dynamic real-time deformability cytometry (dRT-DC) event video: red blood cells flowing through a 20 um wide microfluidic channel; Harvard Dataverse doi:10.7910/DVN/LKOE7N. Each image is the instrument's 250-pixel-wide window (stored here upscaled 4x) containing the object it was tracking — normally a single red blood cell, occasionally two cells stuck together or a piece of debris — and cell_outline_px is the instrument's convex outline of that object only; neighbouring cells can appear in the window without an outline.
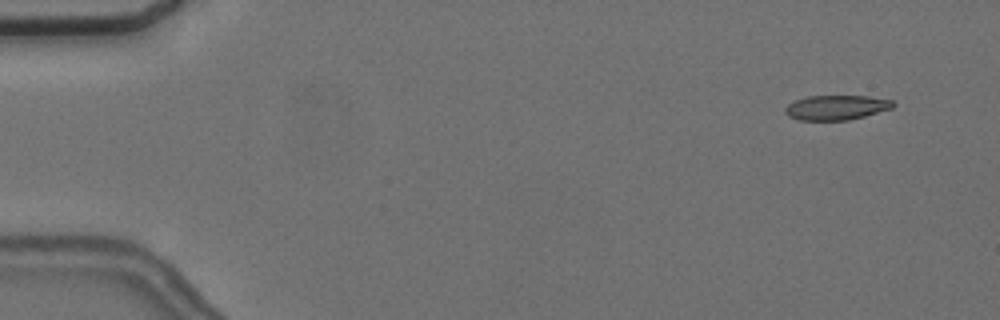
{"species": "common noctule bat (a hibernating species)", "species_latin": "Nyctalus noctula", "temperature_condition": "cold", "stored_images_in_passage": 5, "camera_frame_rate_fps": 3000, "um_per_image_px": 0.085, "animal": {"sex": "female", "body_mass_g": 24.6, "forearm_length_mm": 56.2}, "frame": {"image": 1, "passage_image": 2, "time_ms": 1.0, "image_size_px": [1000, 320], "cell_outline_px": [[896, 104], [892, 108], [864, 116], [848, 120], [800, 120], [788, 116], [784, 112], [784, 108], [788, 104], [796, 100], [808, 96], [868, 96], [892, 100]], "centroid_in_image_um": [71.08, 9.14], "position_along_channel_um": 13.9, "area_um2": 15.49}}